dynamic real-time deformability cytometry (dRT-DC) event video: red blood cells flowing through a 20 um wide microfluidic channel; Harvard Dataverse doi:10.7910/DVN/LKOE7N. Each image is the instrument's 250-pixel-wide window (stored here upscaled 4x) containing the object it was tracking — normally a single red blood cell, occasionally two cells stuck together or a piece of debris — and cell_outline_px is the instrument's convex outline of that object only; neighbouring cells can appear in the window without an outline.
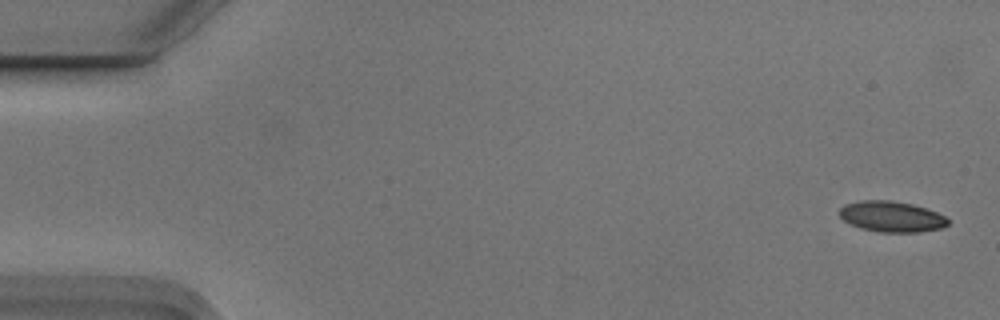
{"species": "Egyptian fruit bat (a non-hibernating species)", "species_latin": "Rousettus aegyptiacus", "temperature_condition": "cold", "stored_images_in_passage": 5, "camera_frame_rate_fps": 3000, "um_per_image_px": 0.085, "animal": {"sex": "male"}, "frame": {"image": 1, "passage_image": 1, "time_ms": 0.0, "image_size_px": [1000, 320], "cell_outline_px": [[948, 224], [944, 228], [920, 232], [880, 232], [860, 228], [844, 220], [840, 216], [840, 208], [844, 204], [860, 200], [888, 200], [912, 204], [936, 212], [944, 216], [948, 220]], "centroid_in_image_um": [75.78, 18.41], "position_along_channel_um": 9.2, "area_um2": 19.36}}
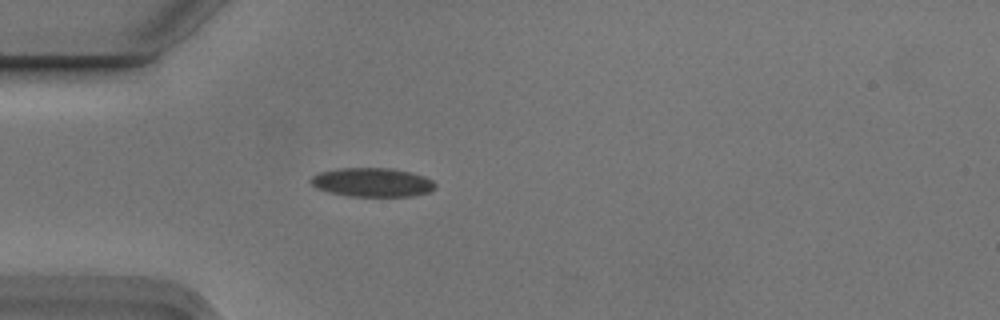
{"frame": {"image": 2, "passage_image": 5, "time_ms": 1.333, "image_size_px": [1000, 320], "cell_outline_px": [[436, 188], [428, 192], [412, 196], [348, 196], [316, 188], [308, 180], [312, 176], [320, 172], [340, 168], [392, 168], [412, 172], [424, 176], [432, 180], [436, 184]], "centroid_in_image_um": [31.66, 15.49], "position_along_channel_um": 53.3, "area_um2": 20.98}}